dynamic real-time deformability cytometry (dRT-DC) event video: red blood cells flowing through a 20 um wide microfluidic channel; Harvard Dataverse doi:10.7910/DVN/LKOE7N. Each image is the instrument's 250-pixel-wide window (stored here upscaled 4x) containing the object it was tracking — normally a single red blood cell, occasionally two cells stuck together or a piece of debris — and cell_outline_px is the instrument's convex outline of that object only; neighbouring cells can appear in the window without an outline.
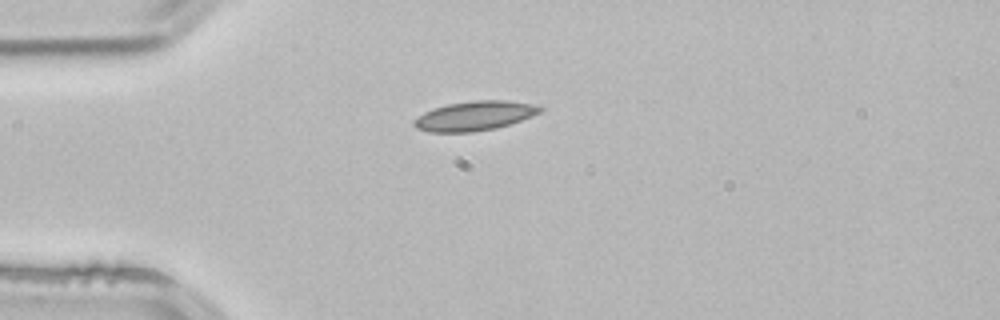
{"species": "common noctule bat (a hibernating species)", "species_latin": "Nyctalus noctula", "temperature_condition": "room temperature", "stored_images_in_passage": 1, "camera_frame_rate_fps": 3000, "um_per_image_px": 0.085, "animal": {"sex": "male", "body_mass_g": 21.5, "forearm_length_mm": 52.0}, "frame": {"image": 1, "passage_image": 1, "time_ms": 0.0, "image_size_px": [1000, 320], "cell_outline_px": [[544, 108], [540, 112], [532, 116], [496, 128], [472, 132], [428, 132], [416, 128], [412, 124], [412, 120], [416, 116], [432, 108], [448, 104], [472, 100], [508, 100], [532, 104]], "centroid_in_image_um": [40.28, 9.84], "position_along_channel_um": 44.7, "area_um2": 21.73}}